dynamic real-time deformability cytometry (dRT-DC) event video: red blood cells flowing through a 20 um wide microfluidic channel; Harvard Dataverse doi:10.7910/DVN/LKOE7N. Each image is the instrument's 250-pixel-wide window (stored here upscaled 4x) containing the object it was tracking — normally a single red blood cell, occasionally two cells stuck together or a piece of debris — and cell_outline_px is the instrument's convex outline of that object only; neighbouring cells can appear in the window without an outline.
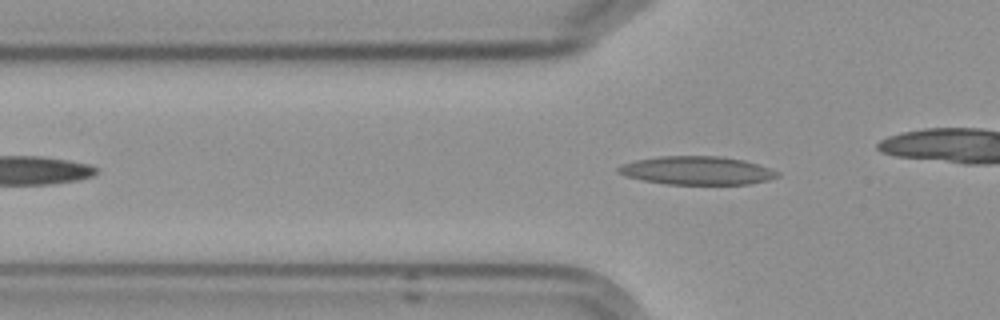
{"species": "Egyptian fruit bat (a non-hibernating species)", "species_latin": "Rousettus aegyptiacus", "temperature_condition": "cold", "stored_images_in_passage": 2, "camera_frame_rate_fps": 3000, "um_per_image_px": 0.085, "frame": {"image": 1, "passage_image": 2, "time_ms": 1.333, "image_size_px": [1000, 320], "cell_outline_px": [[780, 176], [768, 180], [748, 184], [668, 184], [640, 180], [624, 176], [616, 172], [616, 168], [620, 164], [636, 160], [660, 156], [720, 156], [744, 160], [780, 172]], "centroid_in_image_um": [59.19, 14.49], "position_along_channel_um": 66.6, "area_um2": 26.41}}